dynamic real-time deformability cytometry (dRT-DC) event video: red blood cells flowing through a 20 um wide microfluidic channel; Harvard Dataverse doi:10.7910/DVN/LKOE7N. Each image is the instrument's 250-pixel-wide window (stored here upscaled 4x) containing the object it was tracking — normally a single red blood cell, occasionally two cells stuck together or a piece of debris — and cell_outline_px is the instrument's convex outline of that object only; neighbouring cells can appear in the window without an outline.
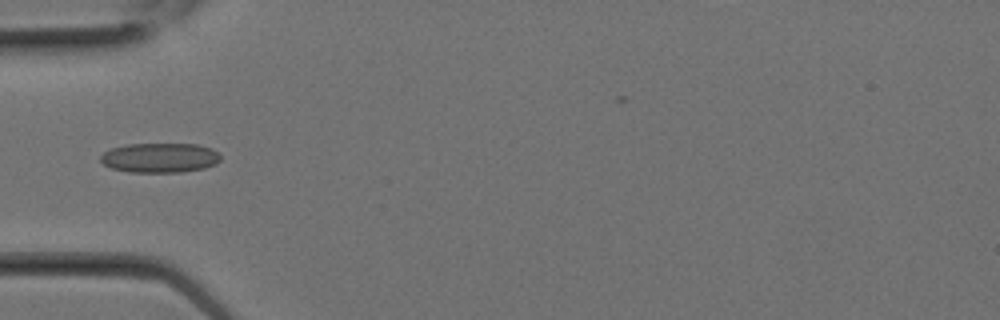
{"species": "Egyptian fruit bat (a non-hibernating species)", "species_latin": "Rousettus aegyptiacus", "temperature_condition": "room temperature", "stored_images_in_passage": 4, "segment_of_instrument_passage": [1, 2], "camera_frame_rate_fps": 3000, "um_per_image_px": 0.085, "animal": {"sex": "female"}, "frame": {"image": 1, "passage_image": 3, "time_ms": 0.667, "image_size_px": [1000, 320], "cell_outline_px": [[220, 160], [216, 164], [204, 168], [180, 172], [128, 172], [112, 168], [104, 164], [100, 160], [100, 156], [104, 152], [112, 148], [128, 144], [196, 144], [212, 148], [220, 156]], "centroid_in_image_um": [13.59, 13.41], "position_along_channel_um": 71.4, "area_um2": 20.69}}